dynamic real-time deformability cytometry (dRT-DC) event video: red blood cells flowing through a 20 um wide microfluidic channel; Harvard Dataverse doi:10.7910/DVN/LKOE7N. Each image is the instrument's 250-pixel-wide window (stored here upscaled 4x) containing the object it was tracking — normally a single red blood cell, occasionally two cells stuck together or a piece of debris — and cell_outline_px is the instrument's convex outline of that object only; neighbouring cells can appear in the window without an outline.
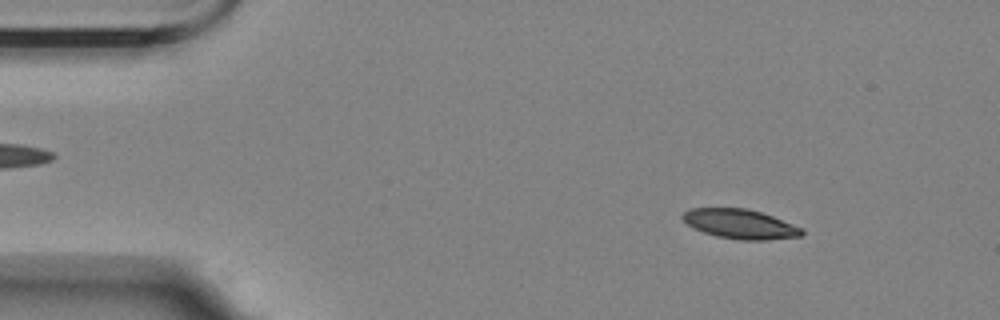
{"species": "Egyptian fruit bat (a non-hibernating species)", "species_latin": "Rousettus aegyptiacus", "temperature_condition": "room temperature", "stored_images_in_passage": 8, "camera_frame_rate_fps": 3000, "um_per_image_px": 0.085, "animal": {"sex": "female"}, "frame": {"image": 1, "passage_image": 2, "time_ms": 1.0, "image_size_px": [1000, 320], "cell_outline_px": [[804, 236], [764, 240], [740, 240], [716, 236], [704, 232], [688, 224], [680, 216], [688, 208], [748, 208], [772, 216], [804, 228]], "centroid_in_image_um": [62.94, 19.04], "position_along_channel_um": 22.1, "area_um2": 20.52}}
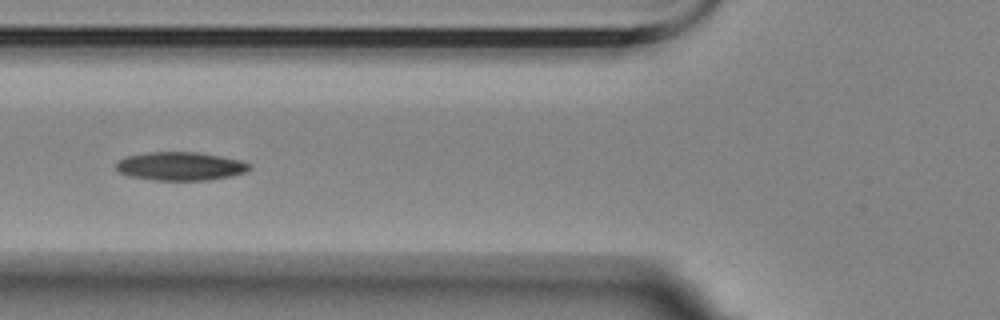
{"frame": {"image": 2, "passage_image": 6, "time_ms": 5.667, "image_size_px": [1000, 320], "cell_outline_px": [[252, 168], [244, 172], [232, 176], [208, 180], [152, 180], [128, 176], [120, 172], [116, 168], [116, 160], [124, 156], [148, 152], [196, 152], [220, 156], [240, 160], [252, 164]], "centroid_in_image_um": [15.31, 14.12], "position_along_channel_um": 110.5, "area_um2": 22.31}}
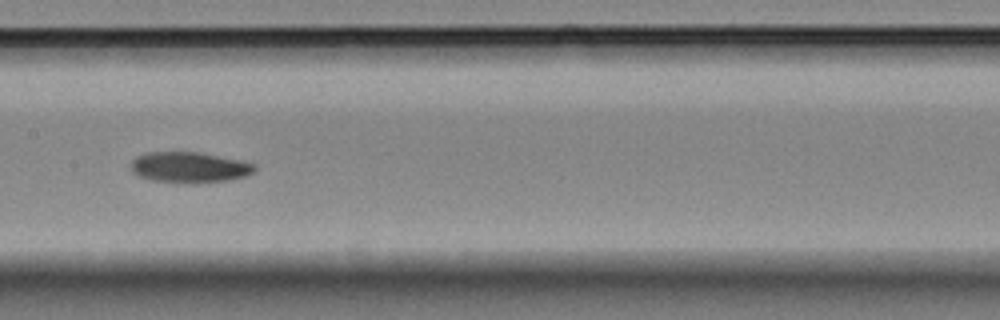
{"frame": {"image": 3, "passage_image": 8, "time_ms": 8.0, "image_size_px": [1000, 320], "cell_outline_px": [[256, 172], [248, 176], [228, 180], [152, 180], [140, 176], [132, 172], [132, 160], [136, 156], [148, 152], [200, 152], [240, 160], [256, 164]], "centroid_in_image_um": [16.15, 14.17], "position_along_channel_um": 191.3, "area_um2": 21.27}}